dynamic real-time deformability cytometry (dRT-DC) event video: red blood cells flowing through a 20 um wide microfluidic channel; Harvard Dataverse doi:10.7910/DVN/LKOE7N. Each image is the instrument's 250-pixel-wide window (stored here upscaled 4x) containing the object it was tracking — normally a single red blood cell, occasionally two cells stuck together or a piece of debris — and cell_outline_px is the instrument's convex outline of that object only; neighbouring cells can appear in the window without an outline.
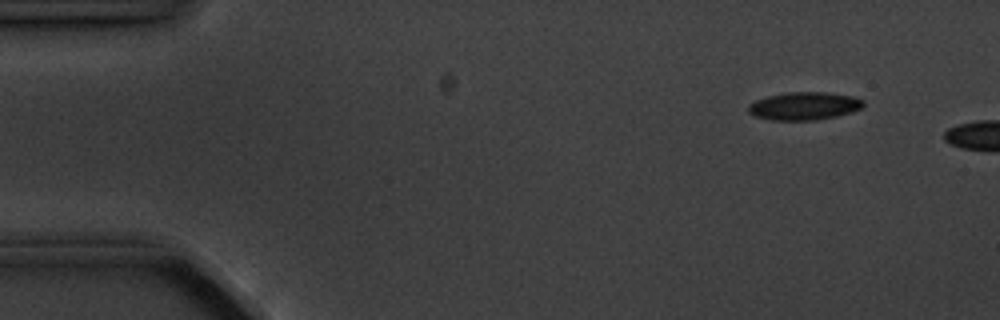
{"species": "common noctule bat (a hibernating species)", "species_latin": "Nyctalus noctula", "temperature_condition": "cold", "stored_images_in_passage": 4, "camera_frame_rate_fps": 3000, "um_per_image_px": 0.085, "animal": {"sex": "male", "body_mass_g": 20.1, "forearm_length_mm": 53.5}, "frame": {"image": 1, "passage_image": 2, "time_ms": 1.333, "image_size_px": [1000, 320], "cell_outline_px": [[864, 104], [860, 108], [852, 112], [836, 116], [816, 120], [772, 120], [756, 116], [748, 112], [748, 104], [756, 100], [768, 96], [788, 92], [824, 92], [852, 96], [864, 100]], "centroid_in_image_um": [68.35, 9.01], "position_along_channel_um": 16.6, "area_um2": 18.61}}